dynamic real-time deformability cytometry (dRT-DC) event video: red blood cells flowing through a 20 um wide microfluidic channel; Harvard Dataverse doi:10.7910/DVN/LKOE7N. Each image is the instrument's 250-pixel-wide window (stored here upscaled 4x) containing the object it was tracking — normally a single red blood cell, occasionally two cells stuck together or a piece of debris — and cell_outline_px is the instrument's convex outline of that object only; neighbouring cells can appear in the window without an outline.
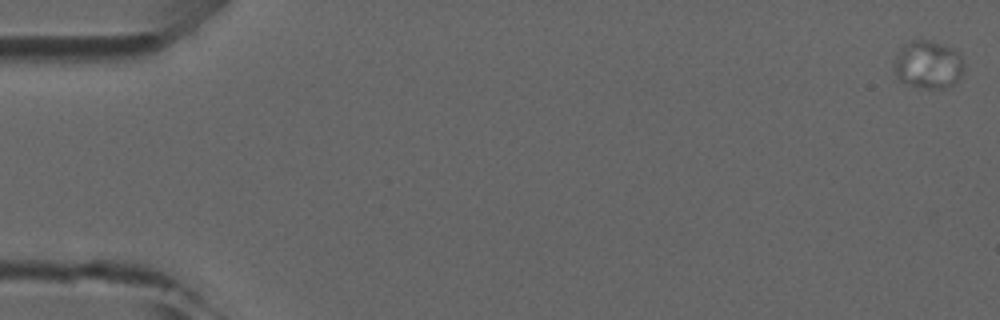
{"species": "common noctule bat (a hibernating species)", "species_latin": "Nyctalus noctula", "temperature_condition": "room temperature", "stored_images_in_passage": 23, "camera_frame_rate_fps": 3000, "um_per_image_px": 0.085, "animal": {"sex": "male", "forearm_length_mm": 52.5}, "frame": {"image": 1, "passage_image": 1, "time_ms": 0.0, "image_size_px": [1000, 320], "cell_outline_px": [[964, 68], [960, 76], [952, 84], [944, 88], [920, 88], [904, 84], [896, 76], [896, 56], [912, 40], [932, 40], [952, 48], [960, 52], [964, 64]], "centroid_in_image_um": [78.94, 5.51], "position_along_channel_um": 6.1, "area_um2": 19.25}}
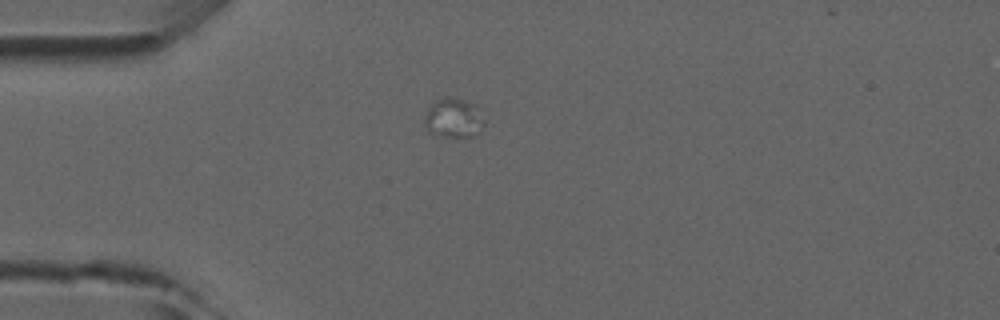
{"frame": {"image": 2, "passage_image": 14, "time_ms": 4.333, "image_size_px": [1000, 320], "cell_outline_px": [[484, 124], [480, 132], [472, 136], [444, 136], [428, 132], [424, 120], [424, 116], [428, 108], [436, 100], [444, 96], [452, 96], [476, 104], [484, 120]], "centroid_in_image_um": [38.56, 10.0], "position_along_channel_um": 46.4, "area_um2": 13.81}}